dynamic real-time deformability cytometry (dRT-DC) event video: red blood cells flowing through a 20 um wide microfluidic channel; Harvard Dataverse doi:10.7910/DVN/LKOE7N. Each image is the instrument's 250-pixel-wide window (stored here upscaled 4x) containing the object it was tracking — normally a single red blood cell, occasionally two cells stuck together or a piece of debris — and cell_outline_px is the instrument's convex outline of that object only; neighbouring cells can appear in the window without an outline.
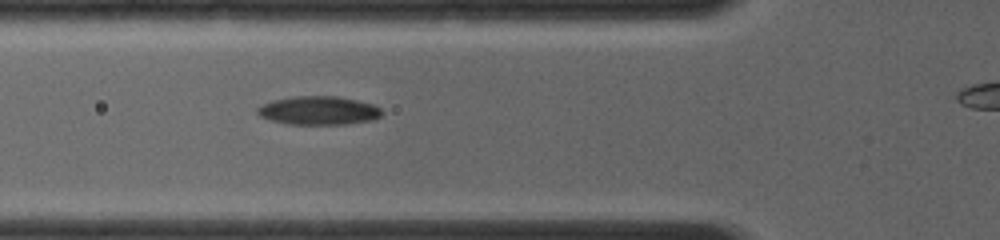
{"species": "common noctule bat (a hibernating species)", "species_latin": "Nyctalus noctula", "temperature_condition": "room temperature", "stored_images_in_passage": 2, "camera_frame_rate_fps": 4000, "um_per_image_px": 0.085, "animal": {"sex": "female", "body_mass_g": 19.0, "forearm_length_mm": 56.7}, "frame": {"image": 1, "passage_image": 2, "time_ms": 0.75, "image_size_px": [1000, 240], "cell_outline_px": [[384, 112], [380, 116], [372, 120], [344, 124], [288, 124], [272, 120], [260, 116], [256, 112], [256, 108], [260, 104], [272, 100], [292, 96], [336, 96], [356, 100], [372, 104], [380, 108]], "centroid_in_image_um": [27.05, 9.38], "position_along_channel_um": 98.8, "area_um2": 20.75}}